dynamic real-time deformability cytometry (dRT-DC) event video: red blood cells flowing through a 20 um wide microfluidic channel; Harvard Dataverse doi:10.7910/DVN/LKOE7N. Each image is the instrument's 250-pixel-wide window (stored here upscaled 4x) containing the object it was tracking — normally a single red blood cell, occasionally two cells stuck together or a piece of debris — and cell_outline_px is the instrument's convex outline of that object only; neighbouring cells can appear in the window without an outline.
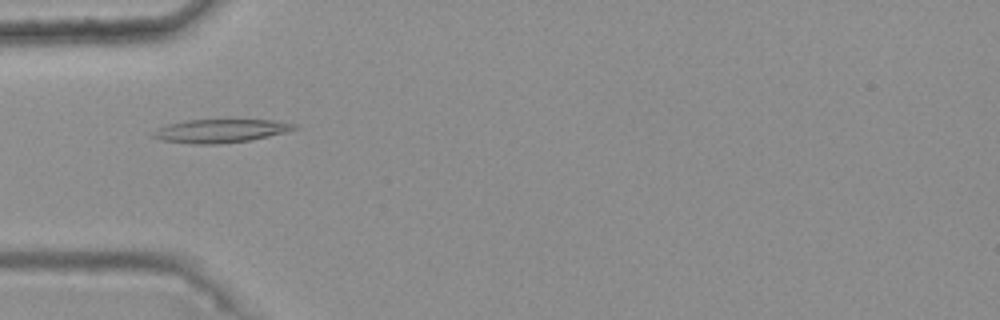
{"species": "common noctule bat (a hibernating species)", "species_latin": "Nyctalus noctula", "temperature_condition": "warm", "stored_images_in_passage": 39, "camera_frame_rate_fps": 3000, "um_per_image_px": 0.085, "animal": {"sex": "female", "body_mass_g": 25.1}, "frame": {"image": 1, "passage_image": 10, "time_ms": 3.0, "image_size_px": [1000, 320], "cell_outline_px": [[300, 128], [268, 136], [248, 140], [216, 144], [192, 144], [160, 140], [148, 136], [156, 128], [168, 124], [188, 120], [272, 120], [296, 124]], "centroid_in_image_um": [18.67, 11.13], "position_along_channel_um": 66.3, "area_um2": 19.25}}
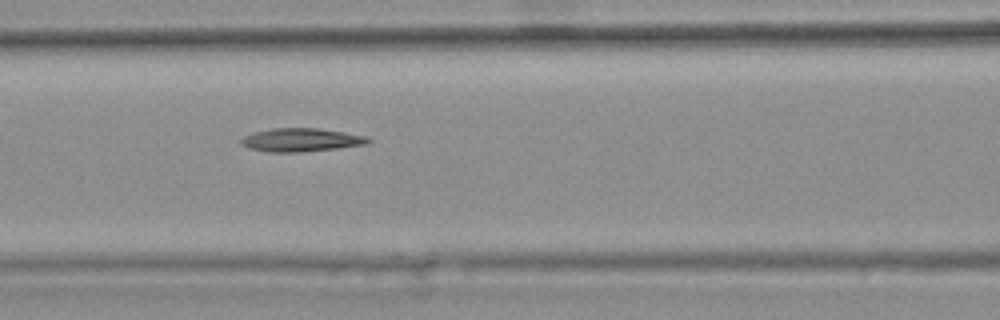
{"frame": {"image": 2, "passage_image": 16, "time_ms": 5.0, "image_size_px": [1000, 320], "cell_outline_px": [[372, 140], [368, 144], [336, 148], [300, 152], [268, 152], [248, 148], [240, 144], [240, 140], [244, 136], [252, 132], [272, 128], [316, 128], [344, 132], [368, 136]], "centroid_in_image_um": [25.58, 11.89], "position_along_channel_um": 141.0, "area_um2": 17.4}}
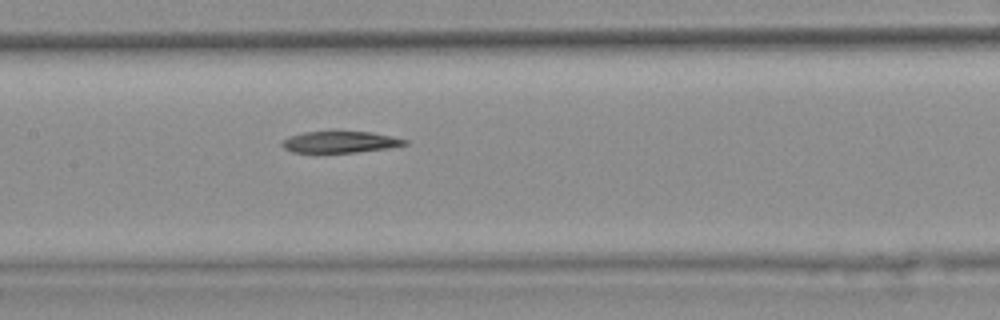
{"frame": {"image": 3, "passage_image": 19, "time_ms": 6.0, "image_size_px": [1000, 320], "cell_outline_px": [[408, 144], [388, 148], [356, 152], [292, 152], [284, 148], [280, 144], [288, 136], [304, 132], [372, 132], [408, 140]], "centroid_in_image_um": [28.9, 12.07], "position_along_channel_um": 178.5, "area_um2": 15.14}}